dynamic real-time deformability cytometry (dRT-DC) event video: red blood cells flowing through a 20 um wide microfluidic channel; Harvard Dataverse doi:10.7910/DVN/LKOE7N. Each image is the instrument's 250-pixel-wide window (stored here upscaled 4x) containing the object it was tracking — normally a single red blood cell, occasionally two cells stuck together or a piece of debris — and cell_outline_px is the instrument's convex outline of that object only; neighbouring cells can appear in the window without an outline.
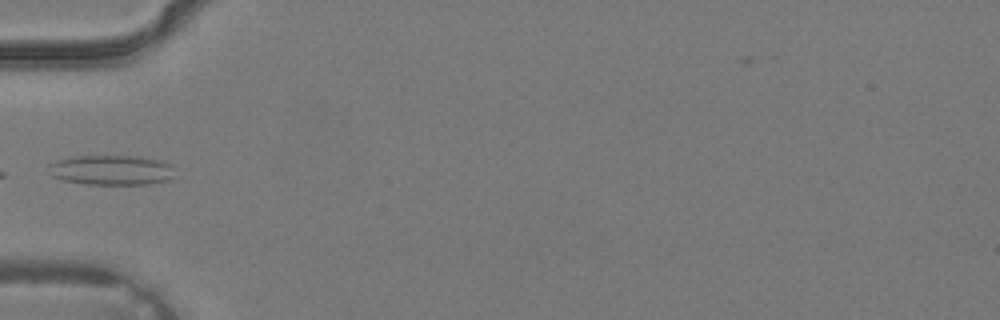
{"species": "common noctule bat (a hibernating species)", "species_latin": "Nyctalus noctula", "temperature_condition": "warm", "stored_images_in_passage": 4, "camera_frame_rate_fps": 3000, "um_per_image_px": 0.085, "animal": {"sex": "male", "body_mass_g": 19.2, "forearm_length_mm": 51.8}, "frame": {"image": 1, "passage_image": 4, "time_ms": 1.0, "image_size_px": [1000, 320], "cell_outline_px": [[172, 180], [148, 184], [84, 184], [60, 180], [52, 176], [48, 164], [56, 160], [76, 156], [140, 156], [164, 160], [172, 164]], "centroid_in_image_um": [9.49, 14.45], "position_along_channel_um": 75.5, "area_um2": 22.31}}